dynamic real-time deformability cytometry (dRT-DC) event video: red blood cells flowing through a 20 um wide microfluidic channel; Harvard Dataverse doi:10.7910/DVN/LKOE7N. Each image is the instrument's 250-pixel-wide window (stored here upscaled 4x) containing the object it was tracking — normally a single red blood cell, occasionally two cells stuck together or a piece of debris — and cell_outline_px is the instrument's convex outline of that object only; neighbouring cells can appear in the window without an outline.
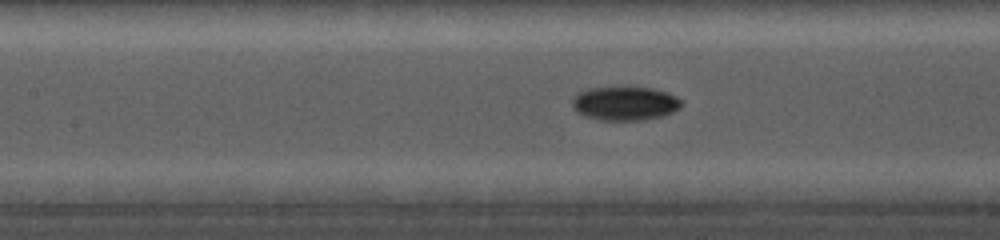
{"species": "common noctule bat (a hibernating species)", "species_latin": "Nyctalus noctula", "temperature_condition": "cold", "stored_images_in_passage": 39, "camera_frame_rate_fps": 5000, "um_per_image_px": 0.085, "animal": {"sex": "female", "body_mass_g": 19.0, "forearm_length_mm": 56.7}, "frame": {"image": 1, "passage_image": 10, "time_ms": 4.0, "image_size_px": [1000, 240], "cell_outline_px": [[684, 104], [680, 108], [664, 116], [644, 120], [600, 120], [584, 116], [576, 112], [572, 108], [572, 100], [576, 92], [588, 88], [652, 88], [676, 96], [684, 100]], "centroid_in_image_um": [53.11, 8.81], "position_along_channel_um": 154.3, "area_um2": 21.73}}
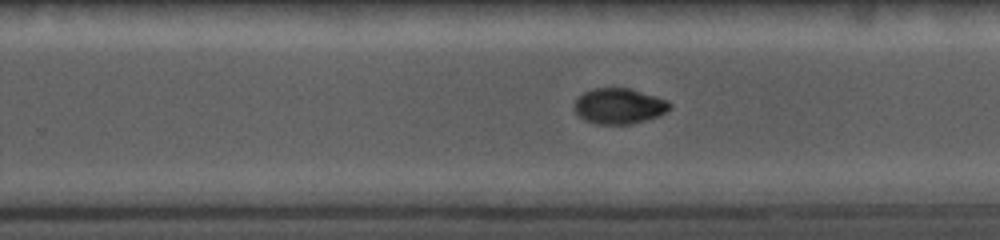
{"frame": {"image": 2, "passage_image": 23, "time_ms": 7.2, "image_size_px": [1000, 240], "cell_outline_px": [[672, 108], [660, 116], [632, 124], [596, 124], [584, 120], [576, 112], [576, 96], [592, 88], [632, 88], [668, 100], [672, 104]], "centroid_in_image_um": [52.67, 9.01], "position_along_channel_um": 277.1, "area_um2": 20.06}}
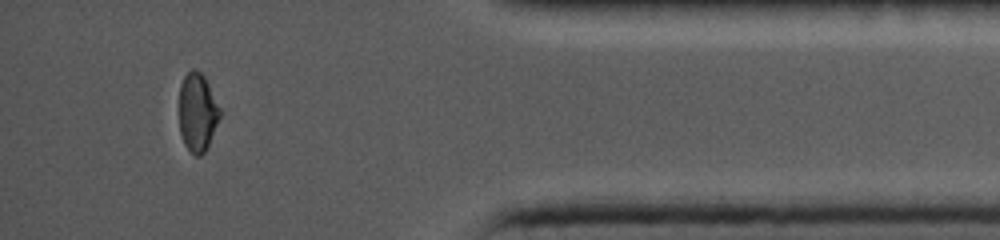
{"frame": {"image": 3, "passage_image": 36, "time_ms": 11.4, "image_size_px": [1000, 240], "cell_outline_px": [[220, 116], [208, 144], [204, 152], [200, 156], [196, 156], [184, 144], [180, 132], [180, 84], [184, 76], [192, 68], [196, 68], [204, 76], [220, 108]], "centroid_in_image_um": [16.77, 9.51], "position_along_channel_um": 418.4, "area_um2": 18.26}}